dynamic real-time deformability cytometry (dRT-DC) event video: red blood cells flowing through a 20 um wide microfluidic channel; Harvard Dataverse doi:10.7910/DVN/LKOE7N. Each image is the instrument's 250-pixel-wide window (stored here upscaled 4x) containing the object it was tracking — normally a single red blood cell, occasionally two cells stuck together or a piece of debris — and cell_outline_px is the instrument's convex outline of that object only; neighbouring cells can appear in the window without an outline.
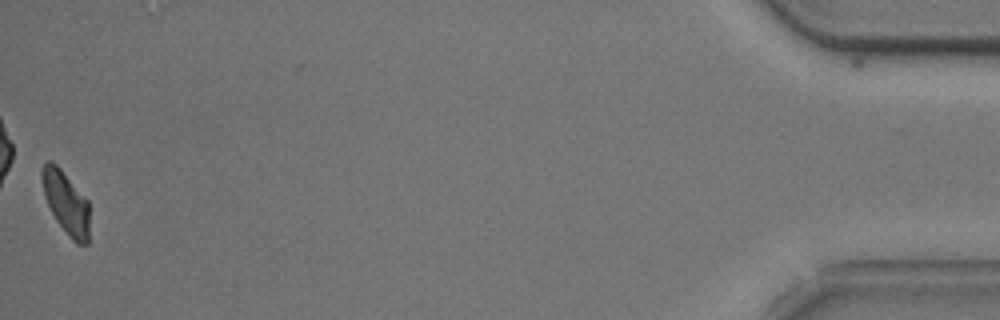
{"species": "common noctule bat (a hibernating species)", "species_latin": "Nyctalus noctula", "temperature_condition": "cold", "stored_images_in_passage": 55, "camera_frame_rate_fps": 3000, "um_per_image_px": 0.085, "animal": {"sex": "male", "body_mass_g": 20.5, "forearm_length_mm": 52.5}, "frame": {"image": 1, "passage_image": 54, "time_ms": 17.667, "image_size_px": [1000, 320], "cell_outline_px": [[88, 244], [76, 244], [72, 240], [56, 220], [44, 196], [40, 176], [40, 172], [44, 164], [48, 160], [56, 164], [60, 168], [88, 200]], "centroid_in_image_um": [5.59, 17.21], "position_along_channel_um": 429.6, "area_um2": 17.22}, "authors_computed_cell_mechanics": {"area_um2": 19.2474, "velocity_mm_per_s": 3.7345, "shape_relaxation_time_tau1_ms": 3.181, "shape_relaxation_time_tau2_ms": null, "deformation_change_tau1": 0.1088, "deformation_change_tau2": null}}